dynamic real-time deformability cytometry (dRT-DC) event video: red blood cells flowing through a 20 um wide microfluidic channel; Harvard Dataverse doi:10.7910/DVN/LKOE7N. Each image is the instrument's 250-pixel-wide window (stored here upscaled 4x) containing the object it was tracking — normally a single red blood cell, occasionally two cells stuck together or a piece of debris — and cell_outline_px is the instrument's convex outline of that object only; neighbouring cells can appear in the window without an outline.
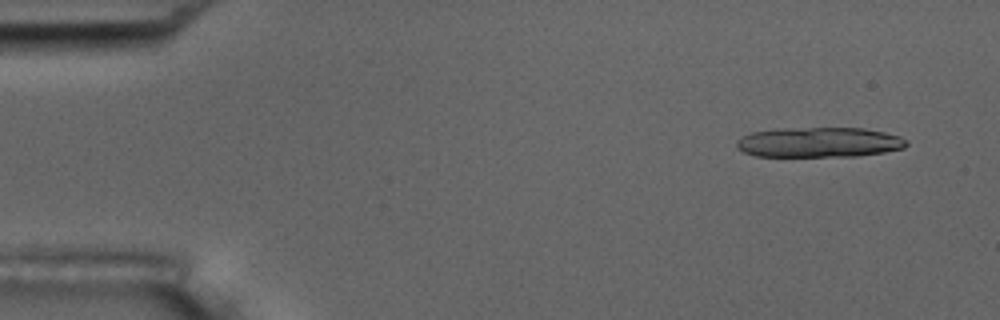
{"species": "common noctule bat (a hibernating species)", "species_latin": "Nyctalus noctula", "temperature_condition": "room temperature", "stored_images_in_passage": 9, "camera_frame_rate_fps": 3000, "um_per_image_px": 0.085, "animal": {"sex": "male", "body_mass_g": 17.5, "forearm_length_mm": 52.3}, "frame": {"image": 1, "passage_image": 2, "time_ms": 1.0, "image_size_px": [1000, 320], "cell_outline_px": [[908, 144], [904, 148], [884, 152], [856, 156], [756, 156], [744, 152], [736, 148], [736, 140], [752, 132], [776, 128], [864, 128], [884, 132], [900, 136], [908, 140]], "centroid_in_image_um": [69.63, 12.09], "position_along_channel_um": 15.4, "area_um2": 29.88}}
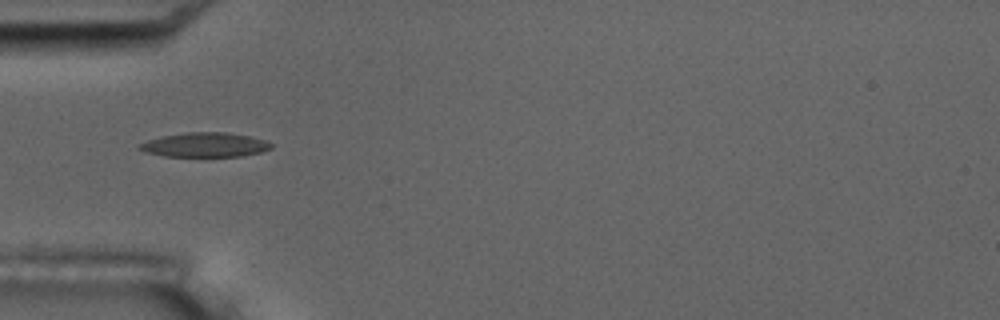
{"frame": {"image": 2, "passage_image": 6, "time_ms": 5.667, "image_size_px": [1000, 320], "cell_outline_px": [[272, 148], [260, 152], [240, 156], [164, 156], [144, 152], [136, 148], [140, 144], [148, 140], [164, 136], [188, 132], [228, 132], [248, 136], [264, 140], [272, 144]], "centroid_in_image_um": [17.4, 12.31], "position_along_channel_um": 67.6, "area_um2": 18.55}}
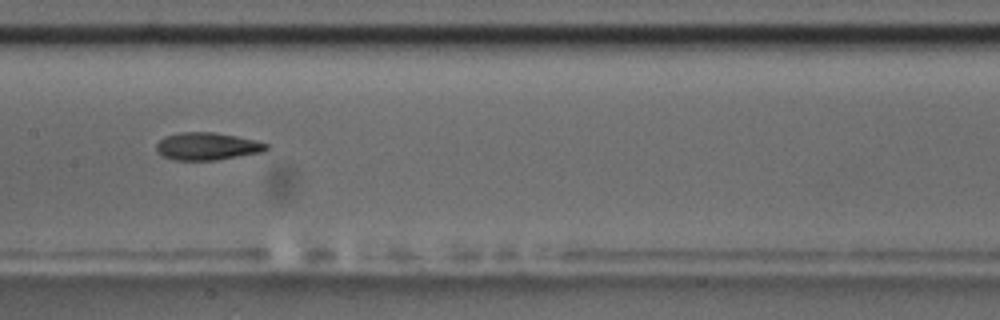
{"frame": {"image": 3, "passage_image": 9, "time_ms": 9.0, "image_size_px": [1000, 320], "cell_outline_px": [[268, 148], [264, 152], [216, 160], [172, 160], [160, 156], [156, 148], [156, 144], [164, 136], [180, 132], [212, 132], [236, 136], [256, 140], [268, 144]], "centroid_in_image_um": [17.59, 12.44], "position_along_channel_um": 189.8, "area_um2": 17.8}}